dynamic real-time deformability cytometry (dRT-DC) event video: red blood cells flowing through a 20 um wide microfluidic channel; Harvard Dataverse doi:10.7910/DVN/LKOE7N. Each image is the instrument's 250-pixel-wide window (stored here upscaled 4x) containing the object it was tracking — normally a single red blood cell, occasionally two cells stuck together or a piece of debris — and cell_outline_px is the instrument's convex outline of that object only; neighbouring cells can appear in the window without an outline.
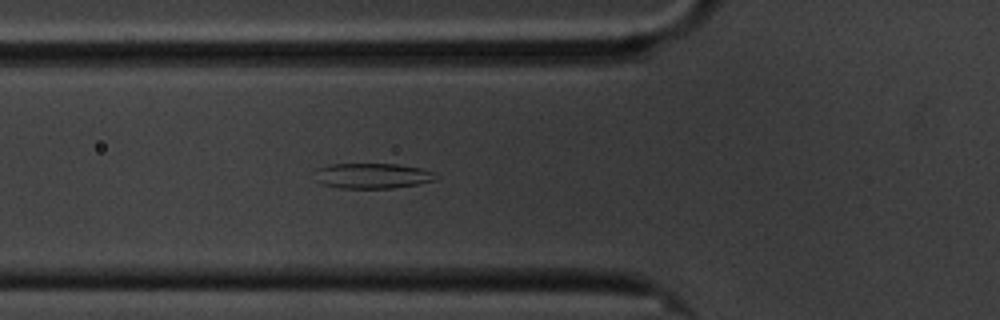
{"species": "common noctule bat (a hibernating species)", "species_latin": "Nyctalus noctula", "temperature_condition": "cold", "stored_images_in_passage": 43, "segment_of_instrument_passage": [1, 2], "camera_frame_rate_fps": 3000, "um_per_image_px": 0.085, "animal": {"sex": "male", "body_mass_g": 20.1, "forearm_length_mm": 53.5}, "frame": {"image": 1, "passage_image": 4, "time_ms": 1.0, "image_size_px": [1000, 320], "cell_outline_px": [[440, 176], [436, 180], [416, 184], [392, 188], [340, 188], [320, 184], [316, 180], [316, 168], [328, 164], [396, 164], [420, 168], [432, 172]], "centroid_in_image_um": [31.63, 14.94], "position_along_channel_um": 94.2, "area_um2": 17.92}}
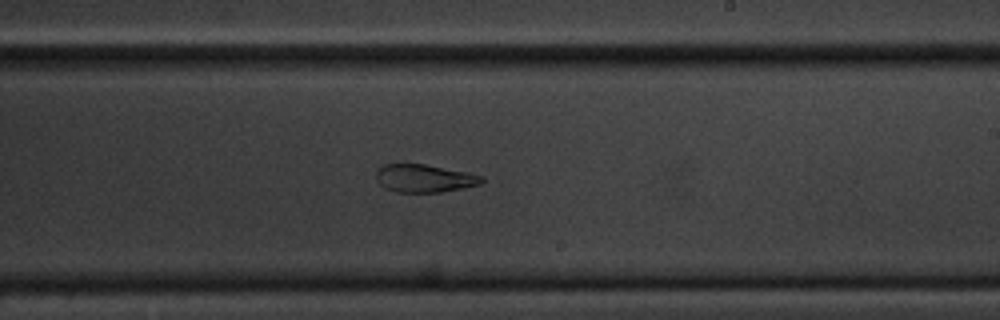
{"frame": {"image": 2, "passage_image": 18, "time_ms": 5.667, "image_size_px": [1000, 320], "cell_outline_px": [[484, 180], [480, 184], [440, 192], [396, 192], [384, 188], [376, 180], [376, 172], [384, 164], [424, 164], [468, 172], [484, 176]], "centroid_in_image_um": [36.06, 15.15], "position_along_channel_um": 252.9, "area_um2": 17.11}}
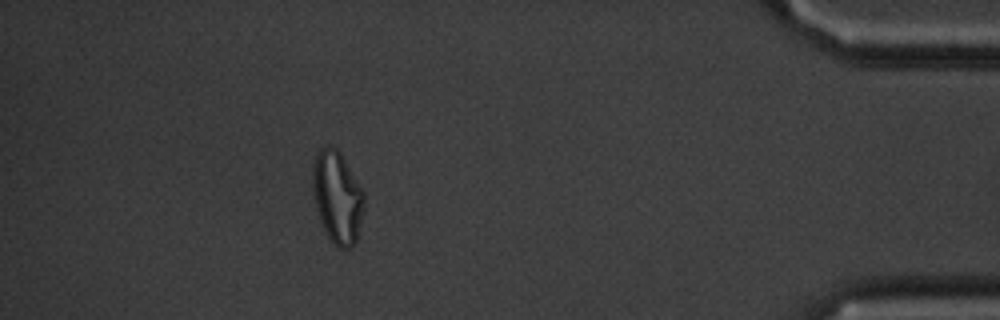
{"frame": {"image": 3, "passage_image": 36, "time_ms": 11.667, "image_size_px": [1000, 320], "cell_outline_px": [[364, 208], [356, 244], [352, 248], [340, 248], [328, 236], [320, 220], [316, 208], [312, 192], [312, 164], [316, 152], [320, 148], [336, 148], [340, 152], [364, 188]], "centroid_in_image_um": [28.68, 16.74], "position_along_channel_um": 406.5, "area_um2": 27.98}}